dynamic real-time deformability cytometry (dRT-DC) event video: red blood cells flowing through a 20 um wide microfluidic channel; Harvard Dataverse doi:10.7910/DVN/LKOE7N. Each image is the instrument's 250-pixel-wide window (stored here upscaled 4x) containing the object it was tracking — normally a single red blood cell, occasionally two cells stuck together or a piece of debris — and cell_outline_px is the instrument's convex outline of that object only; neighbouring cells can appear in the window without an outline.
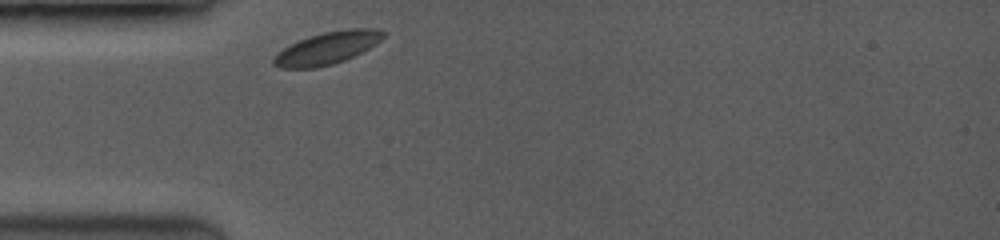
{"species": "common noctule bat (a hibernating species)", "species_latin": "Nyctalus noctula", "temperature_condition": "room temperature", "stored_images_in_passage": 25, "camera_frame_rate_fps": 3500, "um_per_image_px": 0.085, "animal": {"sex": "female", "body_mass_g": 19.0, "forearm_length_mm": 53.3}, "frame": {"image": 1, "passage_image": 1, "time_ms": 0.0, "image_size_px": [1000, 240], "cell_outline_px": [[388, 32], [376, 44], [344, 60], [332, 64], [316, 68], [280, 68], [272, 64], [272, 60], [284, 48], [300, 40], [324, 32], [348, 28], [376, 28]], "centroid_in_image_um": [27.85, 4.08], "position_along_channel_um": 57.1, "area_um2": 20.35}}
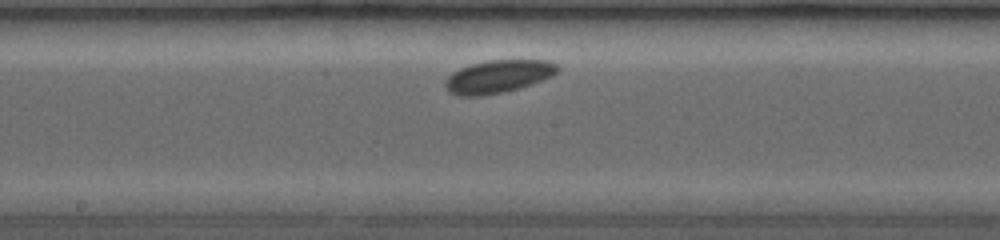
{"frame": {"image": 2, "passage_image": 13, "time_ms": 4.0, "image_size_px": [1000, 240], "cell_outline_px": [[560, 72], [552, 76], [516, 88], [500, 92], [476, 96], [464, 96], [448, 92], [444, 84], [444, 80], [452, 72], [460, 68], [484, 60], [548, 60], [556, 64], [560, 68]], "centroid_in_image_um": [42.32, 6.48], "position_along_channel_um": 205.9, "area_um2": 21.27}}
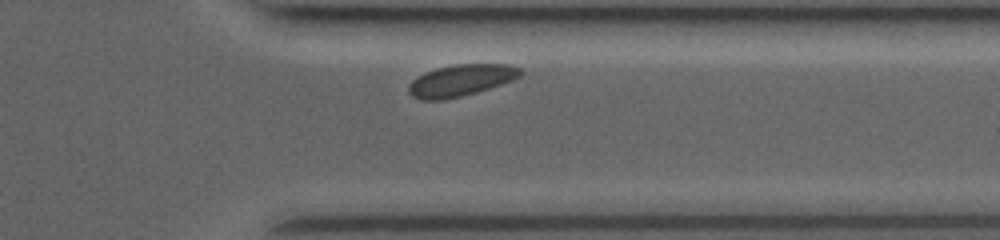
{"frame": {"image": 3, "passage_image": 23, "time_ms": 8.286, "image_size_px": [1000, 240], "cell_outline_px": [[520, 76], [500, 84], [476, 92], [444, 100], [420, 100], [412, 96], [408, 92], [408, 84], [412, 80], [436, 68], [452, 64], [508, 64], [520, 68]], "centroid_in_image_um": [39.12, 6.83], "position_along_channel_um": 372.3, "area_um2": 20.29}, "authors_computed_cell_mechanics": {"area_um2": 20.23, "velocity_mm_per_s": 3.8329, "shape_relaxation_time_tau1_ms": 0.4199, "shape_relaxation_time_tau2_ms": null, "deformation_change_tau1": 0.0296, "deformation_change_tau2": null}}